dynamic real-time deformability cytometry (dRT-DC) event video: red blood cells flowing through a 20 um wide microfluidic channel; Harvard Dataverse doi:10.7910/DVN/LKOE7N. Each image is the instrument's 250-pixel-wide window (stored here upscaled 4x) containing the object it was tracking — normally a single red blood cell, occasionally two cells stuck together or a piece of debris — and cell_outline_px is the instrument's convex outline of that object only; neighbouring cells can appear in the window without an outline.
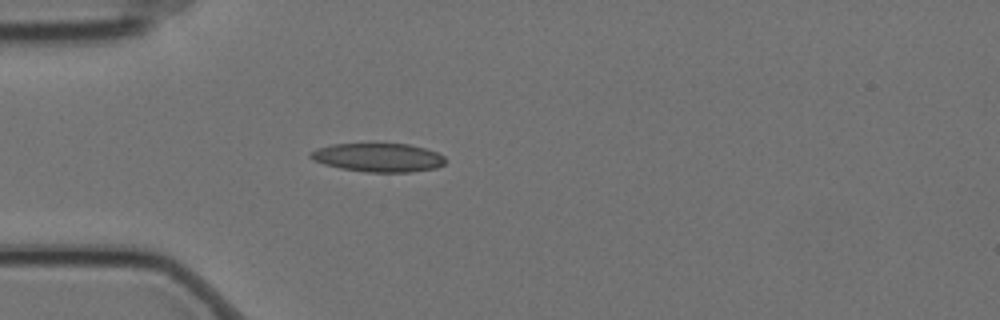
{"species": "Egyptian fruit bat (a non-hibernating species)", "species_latin": "Rousettus aegyptiacus", "temperature_condition": "cold", "stored_images_in_passage": 4, "camera_frame_rate_fps": 3000, "um_per_image_px": 0.085, "animal": {"sex": "female"}, "frame": {"image": 1, "passage_image": 4, "time_ms": 1.0, "image_size_px": [1000, 320], "cell_outline_px": [[444, 164], [436, 168], [412, 172], [364, 172], [340, 168], [324, 164], [312, 160], [308, 156], [308, 152], [316, 148], [332, 144], [408, 144], [424, 148], [436, 152], [444, 156]], "centroid_in_image_um": [32.1, 13.39], "position_along_channel_um": 52.9, "area_um2": 22.6}}